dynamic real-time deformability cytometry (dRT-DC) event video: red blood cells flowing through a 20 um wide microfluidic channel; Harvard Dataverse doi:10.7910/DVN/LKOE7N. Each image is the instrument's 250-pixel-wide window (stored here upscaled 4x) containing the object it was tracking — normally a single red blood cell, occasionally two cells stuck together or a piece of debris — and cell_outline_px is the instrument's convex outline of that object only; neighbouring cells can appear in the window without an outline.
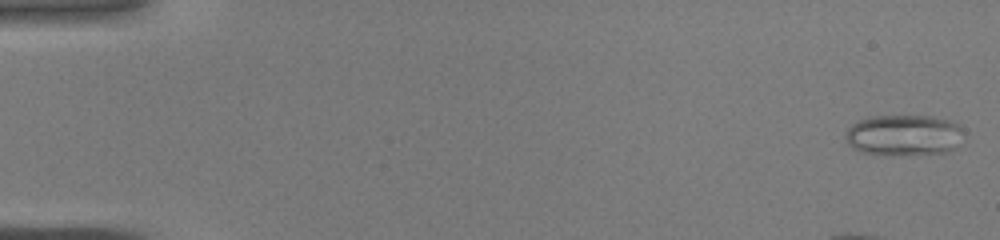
{"species": "common noctule bat (a hibernating species)", "species_latin": "Nyctalus noctula", "temperature_condition": "warm", "stored_images_in_passage": 17, "camera_frame_rate_fps": 3000, "um_per_image_px": 0.085, "animal": {"sex": "male", "body_mass_g": 19.0, "forearm_length_mm": 50.8}, "frame": {"image": 1, "passage_image": 1, "time_ms": 0.0, "image_size_px": [1000, 240], "cell_outline_px": [[960, 128], [956, 148], [948, 152], [908, 156], [884, 156], [864, 152], [852, 148], [844, 140], [844, 132], [856, 120], [868, 116], [932, 116], [952, 120], [960, 124]], "centroid_in_image_um": [76.75, 11.51], "position_along_channel_um": 8.3, "area_um2": 28.9}}